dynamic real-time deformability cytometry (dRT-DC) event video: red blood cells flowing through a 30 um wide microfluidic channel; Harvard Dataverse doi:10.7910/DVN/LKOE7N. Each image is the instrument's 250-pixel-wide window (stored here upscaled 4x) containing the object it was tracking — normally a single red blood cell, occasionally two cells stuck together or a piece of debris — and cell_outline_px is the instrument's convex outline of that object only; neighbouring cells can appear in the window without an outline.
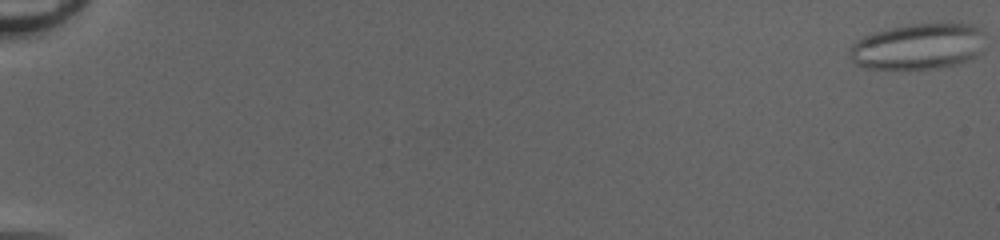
{"species": "common noctule bat (a hibernating species)", "species_latin": "Nyctalus noctula", "temperature_condition": "cold", "stored_images_in_passage": 53, "camera_frame_rate_fps": 3000, "um_per_image_px": 0.085, "animal": {"sex": "female", "body_mass_g": 20.0, "forearm_length_mm": 54.0}, "frame": {"image": 1, "passage_image": 1, "time_ms": 0.0, "image_size_px": [1000, 240], "cell_outline_px": [[984, 32], [980, 52], [976, 56], [956, 64], [936, 68], [864, 68], [856, 64], [852, 60], [848, 52], [852, 44], [856, 40], [872, 32], [912, 24], [972, 24], [980, 28]], "centroid_in_image_um": [78.01, 3.94], "position_along_channel_um": 7.0, "area_um2": 35.95}}
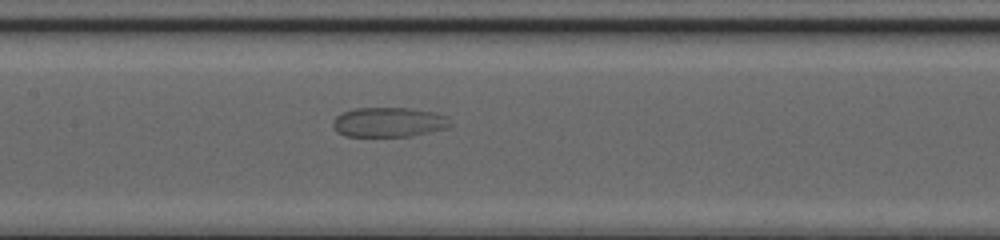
{"frame": {"image": 2, "passage_image": 29, "time_ms": 9.333, "image_size_px": [1000, 240], "cell_outline_px": [[452, 124], [448, 128], [408, 136], [344, 136], [336, 132], [332, 124], [332, 120], [336, 116], [344, 112], [356, 108], [412, 108], [436, 112], [444, 116]], "centroid_in_image_um": [33.02, 10.38], "position_along_channel_um": 174.4, "area_um2": 20.29}}
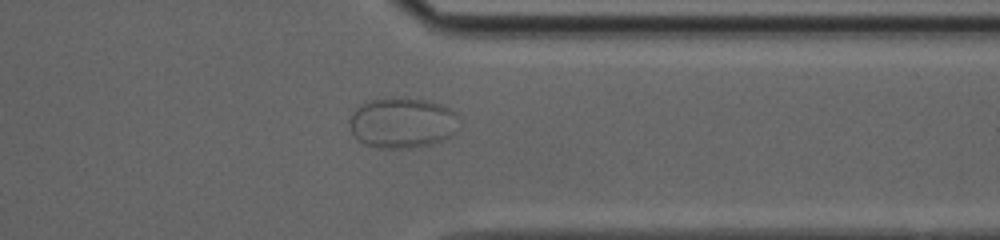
{"frame": {"image": 3, "passage_image": 44, "time_ms": 14.333, "image_size_px": [1000, 240], "cell_outline_px": [[460, 128], [452, 136], [444, 140], [428, 144], [408, 148], [380, 148], [364, 144], [352, 136], [348, 120], [352, 112], [356, 108], [368, 100], [388, 96], [404, 96], [424, 100], [440, 104], [456, 112], [460, 116]], "centroid_in_image_um": [34.2, 10.41], "position_along_channel_um": 377.2, "area_um2": 33.23}}